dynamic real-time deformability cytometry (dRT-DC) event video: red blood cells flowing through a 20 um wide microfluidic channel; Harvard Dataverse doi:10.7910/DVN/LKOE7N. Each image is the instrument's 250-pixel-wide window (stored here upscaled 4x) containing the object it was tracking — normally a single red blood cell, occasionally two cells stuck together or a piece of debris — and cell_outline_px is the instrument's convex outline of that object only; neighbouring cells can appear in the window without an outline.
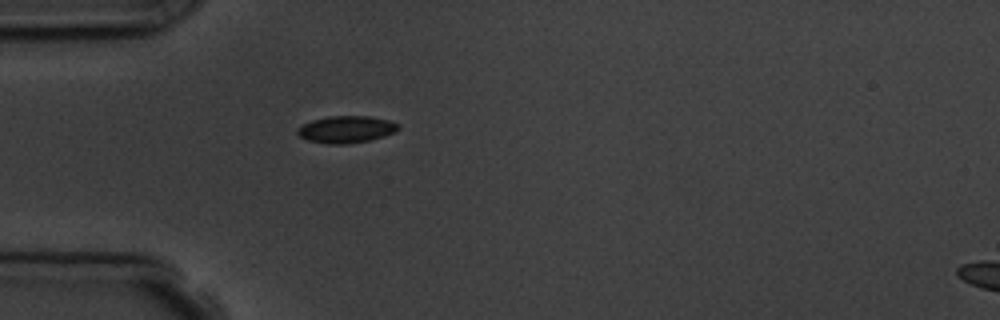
{"species": "common noctule bat (a hibernating species)", "species_latin": "Nyctalus noctula", "temperature_condition": "room temperature", "stored_images_in_passage": 2, "segment_of_instrument_passage": [1, 2], "camera_frame_rate_fps": 3000, "um_per_image_px": 0.085, "animal": {"sex": "male", "body_mass_g": 19.5, "forearm_length_mm": 54.6}, "frame": {"image": 1, "passage_image": 1, "time_ms": 0.0, "image_size_px": [1000, 320], "cell_outline_px": [[400, 128], [396, 132], [384, 136], [368, 140], [348, 144], [328, 144], [308, 140], [300, 136], [296, 132], [296, 128], [312, 120], [328, 116], [368, 116], [388, 120], [400, 124]], "centroid_in_image_um": [29.44, 10.99], "position_along_channel_um": 55.6, "area_um2": 15.9}}